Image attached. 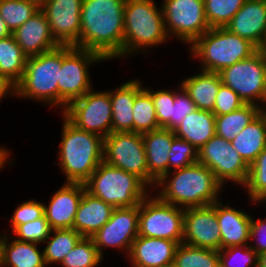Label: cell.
Returning <instances> with one entry per match:
<instances>
[{
	"label": "cell",
	"mask_w": 266,
	"mask_h": 267,
	"mask_svg": "<svg viewBox=\"0 0 266 267\" xmlns=\"http://www.w3.org/2000/svg\"><path fill=\"white\" fill-rule=\"evenodd\" d=\"M198 162L214 173L224 189L230 181L242 188L247 180L249 165L229 141L216 134L198 150Z\"/></svg>",
	"instance_id": "5bb4252c"
},
{
	"label": "cell",
	"mask_w": 266,
	"mask_h": 267,
	"mask_svg": "<svg viewBox=\"0 0 266 267\" xmlns=\"http://www.w3.org/2000/svg\"><path fill=\"white\" fill-rule=\"evenodd\" d=\"M71 102L62 114L76 127L102 138L112 133L110 89L94 90Z\"/></svg>",
	"instance_id": "4fadbf2b"
},
{
	"label": "cell",
	"mask_w": 266,
	"mask_h": 267,
	"mask_svg": "<svg viewBox=\"0 0 266 267\" xmlns=\"http://www.w3.org/2000/svg\"><path fill=\"white\" fill-rule=\"evenodd\" d=\"M12 35L27 57L42 54L59 46L41 9L13 31Z\"/></svg>",
	"instance_id": "44dd1931"
},
{
	"label": "cell",
	"mask_w": 266,
	"mask_h": 267,
	"mask_svg": "<svg viewBox=\"0 0 266 267\" xmlns=\"http://www.w3.org/2000/svg\"><path fill=\"white\" fill-rule=\"evenodd\" d=\"M262 111L254 104H245L228 114L215 116L216 135L231 141Z\"/></svg>",
	"instance_id": "1f68e13d"
},
{
	"label": "cell",
	"mask_w": 266,
	"mask_h": 267,
	"mask_svg": "<svg viewBox=\"0 0 266 267\" xmlns=\"http://www.w3.org/2000/svg\"><path fill=\"white\" fill-rule=\"evenodd\" d=\"M223 188L209 168L196 162L166 173L152 191L163 202L185 209L212 205L222 199Z\"/></svg>",
	"instance_id": "7a4b0ae2"
},
{
	"label": "cell",
	"mask_w": 266,
	"mask_h": 267,
	"mask_svg": "<svg viewBox=\"0 0 266 267\" xmlns=\"http://www.w3.org/2000/svg\"><path fill=\"white\" fill-rule=\"evenodd\" d=\"M113 210L112 205L85 190L76 212L73 229L82 237L90 238L109 221Z\"/></svg>",
	"instance_id": "d4e9b609"
},
{
	"label": "cell",
	"mask_w": 266,
	"mask_h": 267,
	"mask_svg": "<svg viewBox=\"0 0 266 267\" xmlns=\"http://www.w3.org/2000/svg\"><path fill=\"white\" fill-rule=\"evenodd\" d=\"M102 62L106 60L94 51L62 45V67L58 80V109L61 113L94 87L90 67Z\"/></svg>",
	"instance_id": "ba28073f"
},
{
	"label": "cell",
	"mask_w": 266,
	"mask_h": 267,
	"mask_svg": "<svg viewBox=\"0 0 266 267\" xmlns=\"http://www.w3.org/2000/svg\"><path fill=\"white\" fill-rule=\"evenodd\" d=\"M83 237L73 228L51 230L49 237L43 242L44 262L47 267L59 266L66 255Z\"/></svg>",
	"instance_id": "4dcf8cb0"
},
{
	"label": "cell",
	"mask_w": 266,
	"mask_h": 267,
	"mask_svg": "<svg viewBox=\"0 0 266 267\" xmlns=\"http://www.w3.org/2000/svg\"><path fill=\"white\" fill-rule=\"evenodd\" d=\"M258 50L266 58V35L264 37V40H263L261 46L258 48Z\"/></svg>",
	"instance_id": "816d5d0a"
},
{
	"label": "cell",
	"mask_w": 266,
	"mask_h": 267,
	"mask_svg": "<svg viewBox=\"0 0 266 267\" xmlns=\"http://www.w3.org/2000/svg\"><path fill=\"white\" fill-rule=\"evenodd\" d=\"M40 10L31 0H0V17L12 33Z\"/></svg>",
	"instance_id": "d590c367"
},
{
	"label": "cell",
	"mask_w": 266,
	"mask_h": 267,
	"mask_svg": "<svg viewBox=\"0 0 266 267\" xmlns=\"http://www.w3.org/2000/svg\"><path fill=\"white\" fill-rule=\"evenodd\" d=\"M36 2L39 6H41L46 0H31Z\"/></svg>",
	"instance_id": "f5cc1de1"
},
{
	"label": "cell",
	"mask_w": 266,
	"mask_h": 267,
	"mask_svg": "<svg viewBox=\"0 0 266 267\" xmlns=\"http://www.w3.org/2000/svg\"><path fill=\"white\" fill-rule=\"evenodd\" d=\"M245 103L231 88L221 83L216 96L213 114L220 116L241 108Z\"/></svg>",
	"instance_id": "f6af8a7d"
},
{
	"label": "cell",
	"mask_w": 266,
	"mask_h": 267,
	"mask_svg": "<svg viewBox=\"0 0 266 267\" xmlns=\"http://www.w3.org/2000/svg\"><path fill=\"white\" fill-rule=\"evenodd\" d=\"M27 58L13 35L0 39V77L6 79L12 86L21 80Z\"/></svg>",
	"instance_id": "f546056e"
},
{
	"label": "cell",
	"mask_w": 266,
	"mask_h": 267,
	"mask_svg": "<svg viewBox=\"0 0 266 267\" xmlns=\"http://www.w3.org/2000/svg\"><path fill=\"white\" fill-rule=\"evenodd\" d=\"M242 187L241 190L246 191L245 193L250 200L248 204L250 203L251 206L262 203L266 198V147L249 165L248 177Z\"/></svg>",
	"instance_id": "836d02e7"
},
{
	"label": "cell",
	"mask_w": 266,
	"mask_h": 267,
	"mask_svg": "<svg viewBox=\"0 0 266 267\" xmlns=\"http://www.w3.org/2000/svg\"><path fill=\"white\" fill-rule=\"evenodd\" d=\"M249 246L257 254L266 251V216L257 220L252 216Z\"/></svg>",
	"instance_id": "bcb514c9"
},
{
	"label": "cell",
	"mask_w": 266,
	"mask_h": 267,
	"mask_svg": "<svg viewBox=\"0 0 266 267\" xmlns=\"http://www.w3.org/2000/svg\"><path fill=\"white\" fill-rule=\"evenodd\" d=\"M177 87L175 88V100L174 103H171L170 110L171 131H174L177 127H179L182 120H184L188 114L197 109L193 100L181 86L180 82Z\"/></svg>",
	"instance_id": "7bdbcfd3"
},
{
	"label": "cell",
	"mask_w": 266,
	"mask_h": 267,
	"mask_svg": "<svg viewBox=\"0 0 266 267\" xmlns=\"http://www.w3.org/2000/svg\"><path fill=\"white\" fill-rule=\"evenodd\" d=\"M174 267H220L217 250L180 243L175 251Z\"/></svg>",
	"instance_id": "d6a6232c"
},
{
	"label": "cell",
	"mask_w": 266,
	"mask_h": 267,
	"mask_svg": "<svg viewBox=\"0 0 266 267\" xmlns=\"http://www.w3.org/2000/svg\"><path fill=\"white\" fill-rule=\"evenodd\" d=\"M183 243L217 251L221 249L216 202L184 209Z\"/></svg>",
	"instance_id": "2e32d148"
},
{
	"label": "cell",
	"mask_w": 266,
	"mask_h": 267,
	"mask_svg": "<svg viewBox=\"0 0 266 267\" xmlns=\"http://www.w3.org/2000/svg\"><path fill=\"white\" fill-rule=\"evenodd\" d=\"M133 132L144 134L160 129L152 96L143 88L134 98Z\"/></svg>",
	"instance_id": "e575fe53"
},
{
	"label": "cell",
	"mask_w": 266,
	"mask_h": 267,
	"mask_svg": "<svg viewBox=\"0 0 266 267\" xmlns=\"http://www.w3.org/2000/svg\"><path fill=\"white\" fill-rule=\"evenodd\" d=\"M10 148L0 144V171L5 169L6 165L14 166V160L12 158ZM13 164V165H12Z\"/></svg>",
	"instance_id": "7dc6e473"
},
{
	"label": "cell",
	"mask_w": 266,
	"mask_h": 267,
	"mask_svg": "<svg viewBox=\"0 0 266 267\" xmlns=\"http://www.w3.org/2000/svg\"><path fill=\"white\" fill-rule=\"evenodd\" d=\"M199 69L219 73L224 68L250 57L258 48L225 27L210 28L188 48Z\"/></svg>",
	"instance_id": "5b68a950"
},
{
	"label": "cell",
	"mask_w": 266,
	"mask_h": 267,
	"mask_svg": "<svg viewBox=\"0 0 266 267\" xmlns=\"http://www.w3.org/2000/svg\"><path fill=\"white\" fill-rule=\"evenodd\" d=\"M13 238V239H12ZM40 244L23 242L1 234L0 267H47Z\"/></svg>",
	"instance_id": "cb8c5ba5"
},
{
	"label": "cell",
	"mask_w": 266,
	"mask_h": 267,
	"mask_svg": "<svg viewBox=\"0 0 266 267\" xmlns=\"http://www.w3.org/2000/svg\"><path fill=\"white\" fill-rule=\"evenodd\" d=\"M263 203H260L262 206L265 204L266 207V198L262 201Z\"/></svg>",
	"instance_id": "11a10c76"
},
{
	"label": "cell",
	"mask_w": 266,
	"mask_h": 267,
	"mask_svg": "<svg viewBox=\"0 0 266 267\" xmlns=\"http://www.w3.org/2000/svg\"><path fill=\"white\" fill-rule=\"evenodd\" d=\"M230 143L250 165L266 147V115L261 111Z\"/></svg>",
	"instance_id": "f1b7e54d"
},
{
	"label": "cell",
	"mask_w": 266,
	"mask_h": 267,
	"mask_svg": "<svg viewBox=\"0 0 266 267\" xmlns=\"http://www.w3.org/2000/svg\"><path fill=\"white\" fill-rule=\"evenodd\" d=\"M62 67V45L29 56L21 80L14 86V98L32 100L58 108V80Z\"/></svg>",
	"instance_id": "8992f818"
},
{
	"label": "cell",
	"mask_w": 266,
	"mask_h": 267,
	"mask_svg": "<svg viewBox=\"0 0 266 267\" xmlns=\"http://www.w3.org/2000/svg\"><path fill=\"white\" fill-rule=\"evenodd\" d=\"M86 191L114 208L139 205L152 189L137 175L104 161L84 183Z\"/></svg>",
	"instance_id": "52a82bcc"
},
{
	"label": "cell",
	"mask_w": 266,
	"mask_h": 267,
	"mask_svg": "<svg viewBox=\"0 0 266 267\" xmlns=\"http://www.w3.org/2000/svg\"><path fill=\"white\" fill-rule=\"evenodd\" d=\"M257 267H266V251L257 255Z\"/></svg>",
	"instance_id": "f907efd6"
},
{
	"label": "cell",
	"mask_w": 266,
	"mask_h": 267,
	"mask_svg": "<svg viewBox=\"0 0 266 267\" xmlns=\"http://www.w3.org/2000/svg\"><path fill=\"white\" fill-rule=\"evenodd\" d=\"M103 260L93 240L83 237L66 255L59 267H98Z\"/></svg>",
	"instance_id": "8d00e7d4"
},
{
	"label": "cell",
	"mask_w": 266,
	"mask_h": 267,
	"mask_svg": "<svg viewBox=\"0 0 266 267\" xmlns=\"http://www.w3.org/2000/svg\"><path fill=\"white\" fill-rule=\"evenodd\" d=\"M180 84L189 94L197 109L213 112L216 96L222 83L219 73L197 70Z\"/></svg>",
	"instance_id": "4316f807"
},
{
	"label": "cell",
	"mask_w": 266,
	"mask_h": 267,
	"mask_svg": "<svg viewBox=\"0 0 266 267\" xmlns=\"http://www.w3.org/2000/svg\"><path fill=\"white\" fill-rule=\"evenodd\" d=\"M144 89L152 96L159 127L170 130V110L175 100V88L153 90L146 86Z\"/></svg>",
	"instance_id": "b9f144b4"
},
{
	"label": "cell",
	"mask_w": 266,
	"mask_h": 267,
	"mask_svg": "<svg viewBox=\"0 0 266 267\" xmlns=\"http://www.w3.org/2000/svg\"><path fill=\"white\" fill-rule=\"evenodd\" d=\"M168 155V172L198 162V149L188 141L178 137L173 139Z\"/></svg>",
	"instance_id": "f35d334b"
},
{
	"label": "cell",
	"mask_w": 266,
	"mask_h": 267,
	"mask_svg": "<svg viewBox=\"0 0 266 267\" xmlns=\"http://www.w3.org/2000/svg\"><path fill=\"white\" fill-rule=\"evenodd\" d=\"M61 141L59 143L58 163L65 176L63 182L85 183L103 162L104 138L79 129L62 113Z\"/></svg>",
	"instance_id": "3957f363"
},
{
	"label": "cell",
	"mask_w": 266,
	"mask_h": 267,
	"mask_svg": "<svg viewBox=\"0 0 266 267\" xmlns=\"http://www.w3.org/2000/svg\"><path fill=\"white\" fill-rule=\"evenodd\" d=\"M184 209L160 200L153 191L139 204L138 236L183 243Z\"/></svg>",
	"instance_id": "30bf717a"
},
{
	"label": "cell",
	"mask_w": 266,
	"mask_h": 267,
	"mask_svg": "<svg viewBox=\"0 0 266 267\" xmlns=\"http://www.w3.org/2000/svg\"><path fill=\"white\" fill-rule=\"evenodd\" d=\"M220 267H257V253L249 245L232 246L219 251Z\"/></svg>",
	"instance_id": "ab89813d"
},
{
	"label": "cell",
	"mask_w": 266,
	"mask_h": 267,
	"mask_svg": "<svg viewBox=\"0 0 266 267\" xmlns=\"http://www.w3.org/2000/svg\"><path fill=\"white\" fill-rule=\"evenodd\" d=\"M262 112L266 115V103L264 104V106L262 108Z\"/></svg>",
	"instance_id": "db71d44e"
},
{
	"label": "cell",
	"mask_w": 266,
	"mask_h": 267,
	"mask_svg": "<svg viewBox=\"0 0 266 267\" xmlns=\"http://www.w3.org/2000/svg\"><path fill=\"white\" fill-rule=\"evenodd\" d=\"M245 0H204L205 16L210 28L225 27Z\"/></svg>",
	"instance_id": "74e56055"
},
{
	"label": "cell",
	"mask_w": 266,
	"mask_h": 267,
	"mask_svg": "<svg viewBox=\"0 0 266 267\" xmlns=\"http://www.w3.org/2000/svg\"><path fill=\"white\" fill-rule=\"evenodd\" d=\"M82 1L46 0L40 6L48 20L51 34L59 45L75 46L78 43Z\"/></svg>",
	"instance_id": "e0dca14e"
},
{
	"label": "cell",
	"mask_w": 266,
	"mask_h": 267,
	"mask_svg": "<svg viewBox=\"0 0 266 267\" xmlns=\"http://www.w3.org/2000/svg\"><path fill=\"white\" fill-rule=\"evenodd\" d=\"M144 88L142 79H131L110 89L112 132H133L135 96Z\"/></svg>",
	"instance_id": "603a6c76"
},
{
	"label": "cell",
	"mask_w": 266,
	"mask_h": 267,
	"mask_svg": "<svg viewBox=\"0 0 266 267\" xmlns=\"http://www.w3.org/2000/svg\"><path fill=\"white\" fill-rule=\"evenodd\" d=\"M139 205L114 208L111 217L93 236L94 245L105 258V249L113 248L127 258L133 241L138 236Z\"/></svg>",
	"instance_id": "9a60e30c"
},
{
	"label": "cell",
	"mask_w": 266,
	"mask_h": 267,
	"mask_svg": "<svg viewBox=\"0 0 266 267\" xmlns=\"http://www.w3.org/2000/svg\"><path fill=\"white\" fill-rule=\"evenodd\" d=\"M222 83L243 100L263 108L266 103V58L257 50L219 72Z\"/></svg>",
	"instance_id": "9c48e42d"
},
{
	"label": "cell",
	"mask_w": 266,
	"mask_h": 267,
	"mask_svg": "<svg viewBox=\"0 0 266 267\" xmlns=\"http://www.w3.org/2000/svg\"><path fill=\"white\" fill-rule=\"evenodd\" d=\"M178 245L173 240L137 236L127 260L131 267H168L173 264Z\"/></svg>",
	"instance_id": "d6986e66"
},
{
	"label": "cell",
	"mask_w": 266,
	"mask_h": 267,
	"mask_svg": "<svg viewBox=\"0 0 266 267\" xmlns=\"http://www.w3.org/2000/svg\"><path fill=\"white\" fill-rule=\"evenodd\" d=\"M44 203L39 202L36 199H30L25 200L22 203L18 204V206L15 208L13 214L9 218L10 223V229L8 232H2V233H8L13 231L18 225L25 224L29 221H33L35 219H39L44 215Z\"/></svg>",
	"instance_id": "ee69618b"
},
{
	"label": "cell",
	"mask_w": 266,
	"mask_h": 267,
	"mask_svg": "<svg viewBox=\"0 0 266 267\" xmlns=\"http://www.w3.org/2000/svg\"><path fill=\"white\" fill-rule=\"evenodd\" d=\"M85 190L83 183L64 182L54 191L48 204H43L44 215L51 230L73 228L76 212Z\"/></svg>",
	"instance_id": "ac0fdd59"
},
{
	"label": "cell",
	"mask_w": 266,
	"mask_h": 267,
	"mask_svg": "<svg viewBox=\"0 0 266 267\" xmlns=\"http://www.w3.org/2000/svg\"><path fill=\"white\" fill-rule=\"evenodd\" d=\"M174 133L199 150L216 134L215 115L211 111L196 109L182 120Z\"/></svg>",
	"instance_id": "83f0119b"
},
{
	"label": "cell",
	"mask_w": 266,
	"mask_h": 267,
	"mask_svg": "<svg viewBox=\"0 0 266 267\" xmlns=\"http://www.w3.org/2000/svg\"><path fill=\"white\" fill-rule=\"evenodd\" d=\"M14 98V86H12L6 79L0 77V103L2 100Z\"/></svg>",
	"instance_id": "c3c4849f"
},
{
	"label": "cell",
	"mask_w": 266,
	"mask_h": 267,
	"mask_svg": "<svg viewBox=\"0 0 266 267\" xmlns=\"http://www.w3.org/2000/svg\"><path fill=\"white\" fill-rule=\"evenodd\" d=\"M161 2L165 30L170 40L175 38L190 46L210 29L205 16L204 0H162Z\"/></svg>",
	"instance_id": "7c38bea8"
},
{
	"label": "cell",
	"mask_w": 266,
	"mask_h": 267,
	"mask_svg": "<svg viewBox=\"0 0 266 267\" xmlns=\"http://www.w3.org/2000/svg\"><path fill=\"white\" fill-rule=\"evenodd\" d=\"M126 0H83L81 31L74 46L100 54L106 61L122 59Z\"/></svg>",
	"instance_id": "6da1fadb"
},
{
	"label": "cell",
	"mask_w": 266,
	"mask_h": 267,
	"mask_svg": "<svg viewBox=\"0 0 266 267\" xmlns=\"http://www.w3.org/2000/svg\"><path fill=\"white\" fill-rule=\"evenodd\" d=\"M175 137L174 131L164 128L142 134L148 173L156 181L168 173V153Z\"/></svg>",
	"instance_id": "484cf974"
},
{
	"label": "cell",
	"mask_w": 266,
	"mask_h": 267,
	"mask_svg": "<svg viewBox=\"0 0 266 267\" xmlns=\"http://www.w3.org/2000/svg\"><path fill=\"white\" fill-rule=\"evenodd\" d=\"M225 28L259 48L266 35V0H245Z\"/></svg>",
	"instance_id": "ffe728a7"
},
{
	"label": "cell",
	"mask_w": 266,
	"mask_h": 267,
	"mask_svg": "<svg viewBox=\"0 0 266 267\" xmlns=\"http://www.w3.org/2000/svg\"><path fill=\"white\" fill-rule=\"evenodd\" d=\"M50 232L51 228L49 223L45 215H43L39 219L18 225L12 232H10V235L19 241L41 245L49 237Z\"/></svg>",
	"instance_id": "60d3db41"
},
{
	"label": "cell",
	"mask_w": 266,
	"mask_h": 267,
	"mask_svg": "<svg viewBox=\"0 0 266 267\" xmlns=\"http://www.w3.org/2000/svg\"><path fill=\"white\" fill-rule=\"evenodd\" d=\"M216 214L221 233V249L249 245L251 214L245 210L216 201Z\"/></svg>",
	"instance_id": "7402d4cb"
},
{
	"label": "cell",
	"mask_w": 266,
	"mask_h": 267,
	"mask_svg": "<svg viewBox=\"0 0 266 267\" xmlns=\"http://www.w3.org/2000/svg\"><path fill=\"white\" fill-rule=\"evenodd\" d=\"M103 161L113 167L137 175L152 190L156 180L148 173L142 134L112 132L104 138Z\"/></svg>",
	"instance_id": "8fae6325"
},
{
	"label": "cell",
	"mask_w": 266,
	"mask_h": 267,
	"mask_svg": "<svg viewBox=\"0 0 266 267\" xmlns=\"http://www.w3.org/2000/svg\"><path fill=\"white\" fill-rule=\"evenodd\" d=\"M157 6L155 0H126L123 59L136 54H144L145 57L151 54L150 50L153 47L156 48L170 41L165 30L162 9Z\"/></svg>",
	"instance_id": "277c9868"
},
{
	"label": "cell",
	"mask_w": 266,
	"mask_h": 267,
	"mask_svg": "<svg viewBox=\"0 0 266 267\" xmlns=\"http://www.w3.org/2000/svg\"><path fill=\"white\" fill-rule=\"evenodd\" d=\"M12 35L10 30L7 28L6 23L4 20L0 17V39L6 38L8 36Z\"/></svg>",
	"instance_id": "681fc988"
}]
</instances>
